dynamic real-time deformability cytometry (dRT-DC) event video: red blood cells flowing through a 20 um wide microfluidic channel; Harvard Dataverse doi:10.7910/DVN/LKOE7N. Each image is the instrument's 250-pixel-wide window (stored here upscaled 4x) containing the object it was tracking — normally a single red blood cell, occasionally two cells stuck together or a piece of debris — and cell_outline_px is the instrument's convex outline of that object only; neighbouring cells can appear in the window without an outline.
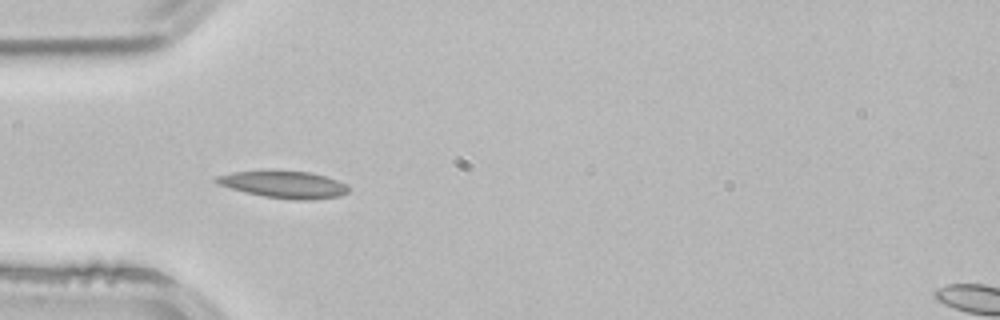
{"species": "common noctule bat (a hibernating species)", "species_latin": "Nyctalus noctula", "temperature_condition": "room temperature", "stored_images_in_passage": 4, "camera_frame_rate_fps": 3000, "um_per_image_px": 0.085, "animal": {"sex": "male", "body_mass_g": 21.5, "forearm_length_mm": 52.0}, "frame": {"image": 1, "passage_image": 4, "time_ms": 1.0, "image_size_px": [1000, 320], "cell_outline_px": [[348, 192], [340, 196], [308, 200], [292, 200], [264, 196], [244, 192], [220, 184], [212, 180], [216, 176], [232, 172], [260, 168], [308, 172], [324, 176], [348, 184]], "centroid_in_image_um": [24.08, 15.65], "position_along_channel_um": 60.9, "area_um2": 21.39}}